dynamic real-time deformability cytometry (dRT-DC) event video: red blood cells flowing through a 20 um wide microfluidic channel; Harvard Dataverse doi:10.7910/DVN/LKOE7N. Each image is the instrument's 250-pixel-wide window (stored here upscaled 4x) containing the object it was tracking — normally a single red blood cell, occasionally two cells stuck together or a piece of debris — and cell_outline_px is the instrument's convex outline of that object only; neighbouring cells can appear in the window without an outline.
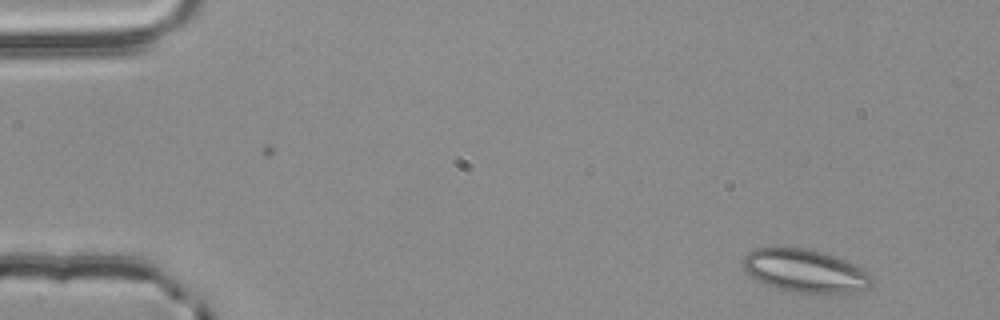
{"species": "common noctule bat (a hibernating species)", "species_latin": "Nyctalus noctula", "temperature_condition": "room temperature", "stored_images_in_passage": 10, "camera_frame_rate_fps": 3000, "um_per_image_px": 0.085, "animal": {"sex": "male", "body_mass_g": 20.4}, "frame": {"image": 1, "passage_image": 2, "time_ms": 0.333, "image_size_px": [1000, 320], "cell_outline_px": [[872, 284], [868, 288], [840, 296], [788, 292], [764, 284], [756, 280], [744, 268], [744, 256], [748, 252], [756, 248], [804, 248], [820, 252], [844, 260], [868, 272], [872, 276]], "centroid_in_image_um": [68.47, 23.09], "position_along_channel_um": 16.5, "area_um2": 32.66}}